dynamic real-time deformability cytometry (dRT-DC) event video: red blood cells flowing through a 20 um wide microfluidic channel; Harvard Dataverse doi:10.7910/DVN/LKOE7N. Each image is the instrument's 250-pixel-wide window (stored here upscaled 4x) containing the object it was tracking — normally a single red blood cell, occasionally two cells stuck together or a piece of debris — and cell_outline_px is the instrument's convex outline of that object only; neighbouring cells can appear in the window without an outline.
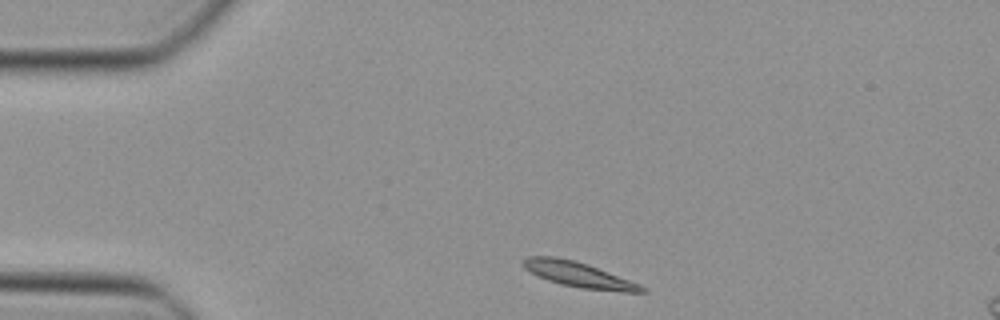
{"species": "Egyptian fruit bat (a non-hibernating species)", "species_latin": "Rousettus aegyptiacus", "temperature_condition": "cold", "stored_images_in_passage": 39, "camera_frame_rate_fps": 3000, "um_per_image_px": 0.085, "animal": {"sex": "female"}, "frame": {"image": 1, "passage_image": 1, "time_ms": 0.0, "image_size_px": [1000, 320], "cell_outline_px": [[648, 292], [624, 292], [580, 288], [560, 284], [548, 280], [524, 268], [520, 264], [520, 260], [528, 256], [556, 256], [576, 260], [588, 264], [640, 284], [648, 288]], "centroid_in_image_um": [49.19, 23.33], "position_along_channel_um": 35.8, "area_um2": 17.63}}
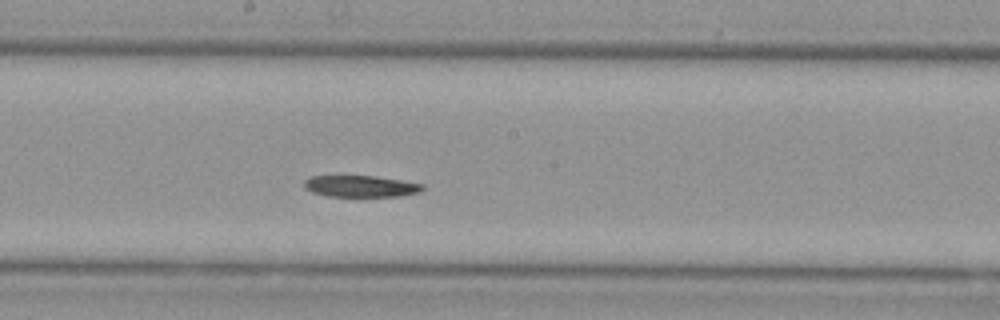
{"frame": {"image": 2, "passage_image": 17, "time_ms": 5.333, "image_size_px": [1000, 320], "cell_outline_px": [[424, 188], [420, 192], [400, 196], [328, 196], [312, 192], [304, 188], [304, 180], [312, 176], [376, 176], [424, 184]], "centroid_in_image_um": [30.66, 15.83], "position_along_channel_um": 217.5, "area_um2": 14.8}}
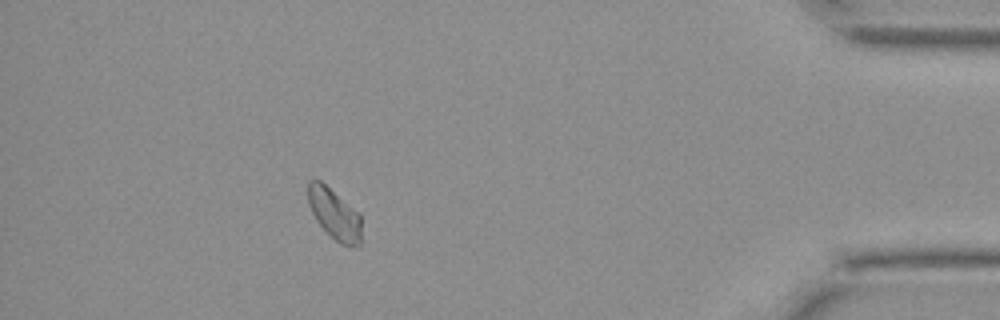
{"frame": {"image": 3, "passage_image": 34, "time_ms": 11.0, "image_size_px": [1000, 320], "cell_outline_px": [[360, 244], [356, 248], [352, 248], [340, 244], [316, 220], [308, 204], [308, 180], [320, 180], [360, 212]], "centroid_in_image_um": [28.44, 18.19], "position_along_channel_um": 406.8, "area_um2": 15.84}}